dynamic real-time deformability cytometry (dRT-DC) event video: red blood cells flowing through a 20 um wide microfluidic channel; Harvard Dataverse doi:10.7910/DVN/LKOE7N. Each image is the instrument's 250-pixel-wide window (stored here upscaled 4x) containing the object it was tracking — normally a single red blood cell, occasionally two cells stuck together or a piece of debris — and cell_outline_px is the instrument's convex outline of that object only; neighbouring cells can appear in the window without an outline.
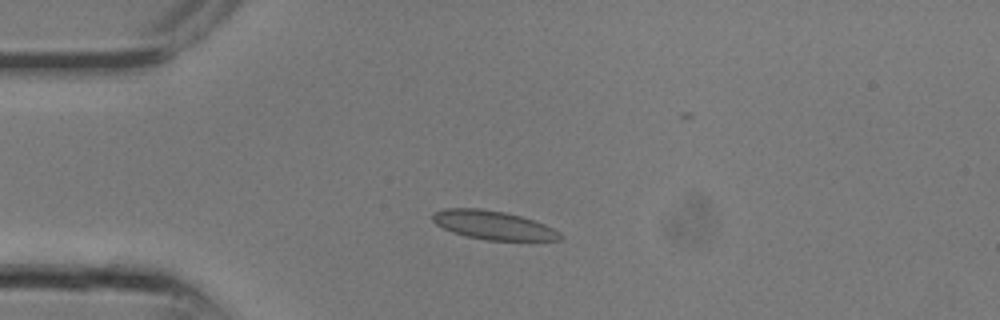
{"species": "common noctule bat (a hibernating species)", "species_latin": "Nyctalus noctula", "temperature_condition": "room temperature", "stored_images_in_passage": 10, "camera_frame_rate_fps": 3000, "um_per_image_px": 0.085, "animal": {"sex": "male", "body_mass_g": 13.3}, "frame": {"image": 1, "passage_image": 6, "time_ms": 1.667, "image_size_px": [1000, 320], "cell_outline_px": [[564, 236], [560, 240], [484, 240], [452, 232], [436, 224], [432, 220], [432, 212], [444, 208], [480, 208], [504, 212], [520, 216], [544, 224], [560, 232]], "centroid_in_image_um": [41.9, 19.13], "position_along_channel_um": 43.1, "area_um2": 21.27}}
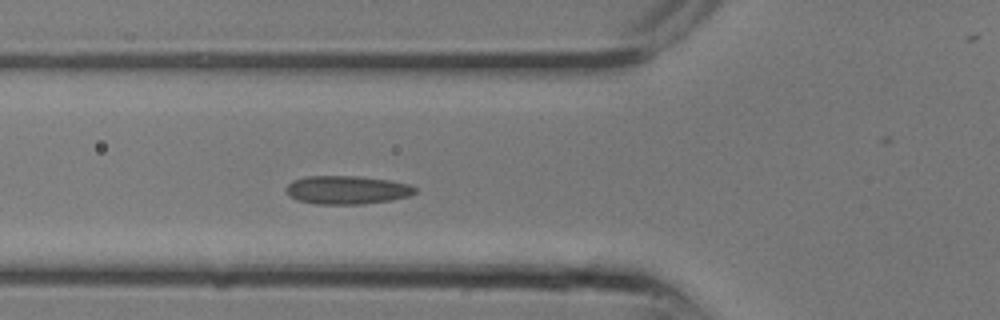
{"frame": {"image": 2, "passage_image": 9, "time_ms": 2.667, "image_size_px": [1000, 320], "cell_outline_px": [[416, 192], [412, 196], [392, 200], [364, 204], [316, 204], [296, 200], [288, 196], [284, 188], [292, 180], [304, 176], [360, 176], [388, 180], [408, 184], [416, 188]], "centroid_in_image_um": [29.46, 16.15], "position_along_channel_um": 96.3, "area_um2": 21.68}}